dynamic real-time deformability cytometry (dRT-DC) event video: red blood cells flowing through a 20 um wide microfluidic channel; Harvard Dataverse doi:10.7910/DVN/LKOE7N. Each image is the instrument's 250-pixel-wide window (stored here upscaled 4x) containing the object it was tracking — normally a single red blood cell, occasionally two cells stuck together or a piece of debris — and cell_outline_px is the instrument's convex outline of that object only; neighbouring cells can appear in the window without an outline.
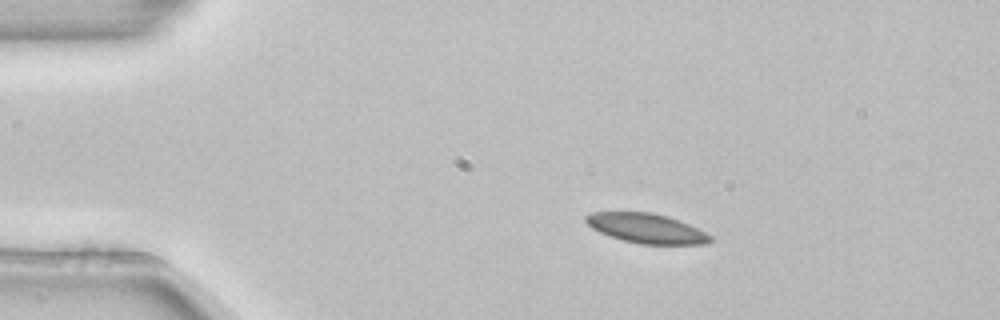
{"species": "common noctule bat (a hibernating species)", "species_latin": "Nyctalus noctula", "temperature_condition": "room temperature", "stored_images_in_passage": 3, "camera_frame_rate_fps": 3000, "um_per_image_px": 0.085, "animal": {"sex": "female", "body_mass_g": 22.7, "forearm_length_mm": 54.2}, "frame": {"image": 1, "passage_image": 1, "time_ms": 0.0, "image_size_px": [1000, 320], "cell_outline_px": [[712, 240], [708, 244], [640, 244], [624, 240], [600, 232], [592, 228], [584, 220], [584, 216], [592, 212], [652, 212], [668, 216], [688, 224], [712, 236]], "centroid_in_image_um": [54.94, 19.4], "position_along_channel_um": 30.1, "area_um2": 21.33}}
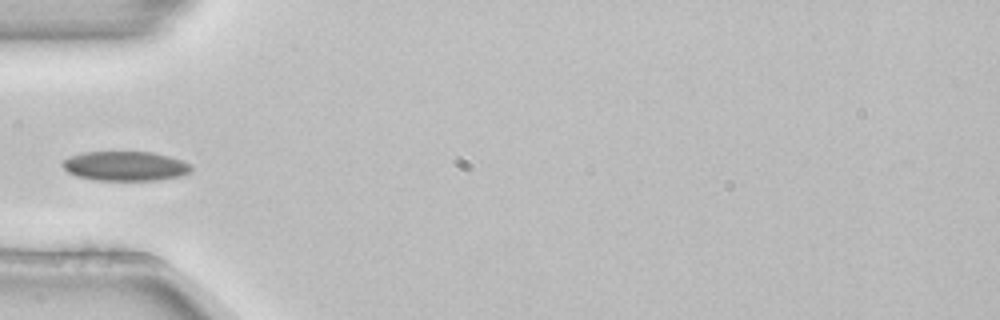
{"frame": {"image": 2, "passage_image": 3, "time_ms": 0.667, "image_size_px": [1000, 320], "cell_outline_px": [[192, 172], [180, 176], [156, 180], [96, 180], [76, 176], [68, 172], [60, 164], [64, 160], [72, 156], [84, 152], [152, 152], [168, 156], [192, 164]], "centroid_in_image_um": [10.67, 14.12], "position_along_channel_um": 74.3, "area_um2": 22.08}}